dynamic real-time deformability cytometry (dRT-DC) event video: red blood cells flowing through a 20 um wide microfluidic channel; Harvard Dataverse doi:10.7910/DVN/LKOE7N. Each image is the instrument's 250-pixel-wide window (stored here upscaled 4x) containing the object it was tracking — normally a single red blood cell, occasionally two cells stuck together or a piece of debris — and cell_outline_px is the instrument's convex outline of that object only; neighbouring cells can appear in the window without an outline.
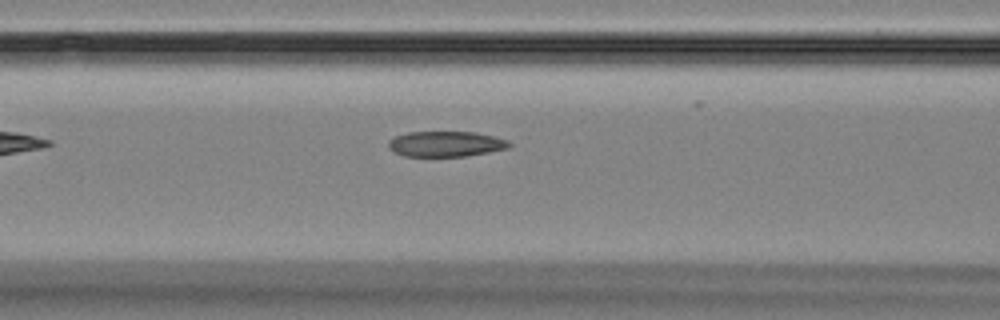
{"species": "Egyptian fruit bat (a non-hibernating species)", "species_latin": "Rousettus aegyptiacus", "temperature_condition": "room temperature", "stored_images_in_passage": 6, "camera_frame_rate_fps": 3000, "um_per_image_px": 0.085, "animal": {"sex": "female"}, "frame": {"image": 1, "passage_image": 5, "time_ms": 5.0, "image_size_px": [1000, 320], "cell_outline_px": [[512, 144], [508, 148], [488, 152], [464, 156], [404, 156], [396, 152], [388, 144], [388, 140], [396, 136], [408, 132], [476, 132], [508, 140]], "centroid_in_image_um": [37.92, 12.23], "position_along_channel_um": 128.7, "area_um2": 17.69}}